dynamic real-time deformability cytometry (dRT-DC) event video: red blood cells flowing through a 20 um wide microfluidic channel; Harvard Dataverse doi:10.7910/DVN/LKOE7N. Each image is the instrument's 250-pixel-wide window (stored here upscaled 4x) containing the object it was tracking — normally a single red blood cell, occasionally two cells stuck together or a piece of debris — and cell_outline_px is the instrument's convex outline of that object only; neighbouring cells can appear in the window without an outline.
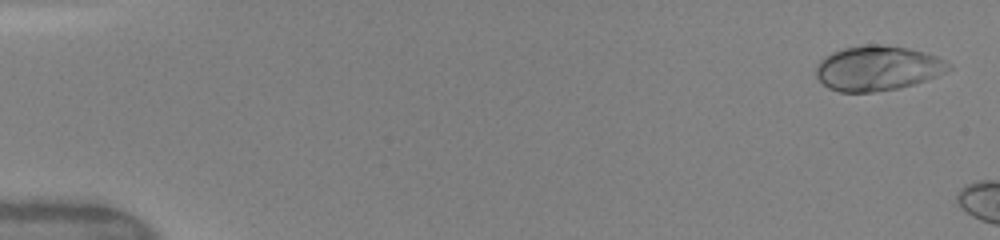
{"species": "human", "species_latin": "Homo sapiens", "temperature_condition": "warm", "stored_images_in_passage": 4, "camera_frame_rate_fps": 3000, "um_per_image_px": 0.085, "donor": {"sex": "female"}, "frame": {"image": 1, "passage_image": 1, "time_ms": 0.0, "image_size_px": [1000, 240], "cell_outline_px": [[952, 68], [948, 72], [900, 88], [872, 92], [840, 92], [828, 88], [816, 76], [816, 64], [824, 56], [832, 52], [844, 48], [868, 44], [880, 44], [908, 48], [924, 52], [936, 56], [944, 60]], "centroid_in_image_um": [74.57, 5.79], "position_along_channel_um": 10.4, "area_um2": 34.62}}